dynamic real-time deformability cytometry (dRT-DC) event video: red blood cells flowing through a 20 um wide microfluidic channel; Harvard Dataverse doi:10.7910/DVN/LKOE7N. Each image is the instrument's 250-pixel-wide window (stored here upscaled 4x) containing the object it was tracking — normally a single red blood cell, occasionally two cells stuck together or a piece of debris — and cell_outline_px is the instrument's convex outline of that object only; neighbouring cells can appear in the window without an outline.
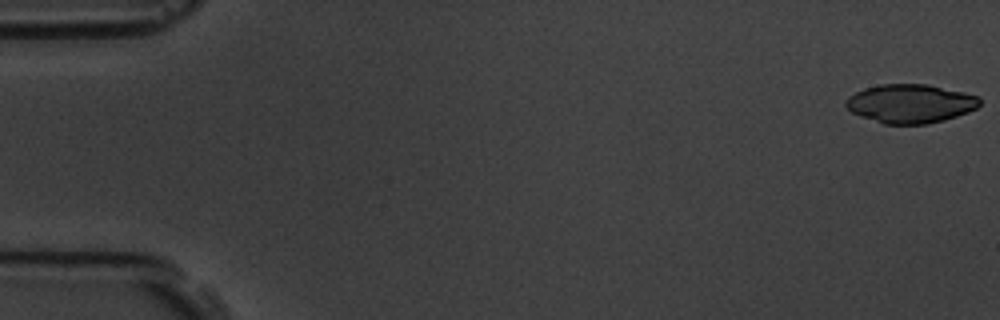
{"species": "common noctule bat (a hibernating species)", "species_latin": "Nyctalus noctula", "temperature_condition": "room temperature", "stored_images_in_passage": 57, "camera_frame_rate_fps": 3000, "um_per_image_px": 0.085, "animal": {"sex": "male", "body_mass_g": 19.5, "forearm_length_mm": 54.6}, "frame": {"image": 1, "passage_image": 1, "time_ms": 0.0, "image_size_px": [1000, 320], "cell_outline_px": [[980, 104], [976, 108], [968, 112], [944, 120], [928, 124], [884, 124], [860, 116], [852, 112], [844, 104], [844, 100], [848, 96], [864, 88], [880, 84], [928, 84], [964, 92], [980, 96]], "centroid_in_image_um": [77.37, 8.8], "position_along_channel_um": 7.6, "area_um2": 30.4}}